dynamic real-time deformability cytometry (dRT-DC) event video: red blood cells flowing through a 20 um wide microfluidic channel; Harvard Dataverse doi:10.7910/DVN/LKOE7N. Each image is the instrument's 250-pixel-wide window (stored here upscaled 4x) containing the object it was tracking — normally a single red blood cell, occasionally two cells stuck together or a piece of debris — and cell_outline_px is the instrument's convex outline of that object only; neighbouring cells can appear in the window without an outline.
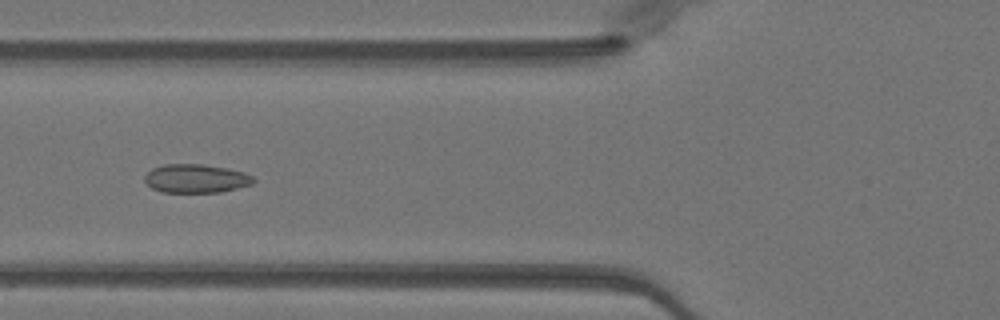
{"species": "Egyptian fruit bat (a non-hibernating species)", "species_latin": "Rousettus aegyptiacus", "temperature_condition": "warm", "stored_images_in_passage": 50, "camera_frame_rate_fps": 3000, "um_per_image_px": 0.085, "animal": {"sex": "female"}, "frame": {"image": 1, "passage_image": 19, "time_ms": 6.0, "image_size_px": [1000, 320], "cell_outline_px": [[256, 180], [252, 184], [220, 192], [160, 192], [152, 188], [144, 180], [144, 176], [152, 168], [164, 164], [204, 164], [244, 172], [252, 176]], "centroid_in_image_um": [16.64, 15.17], "position_along_channel_um": 109.2, "area_um2": 18.09}}
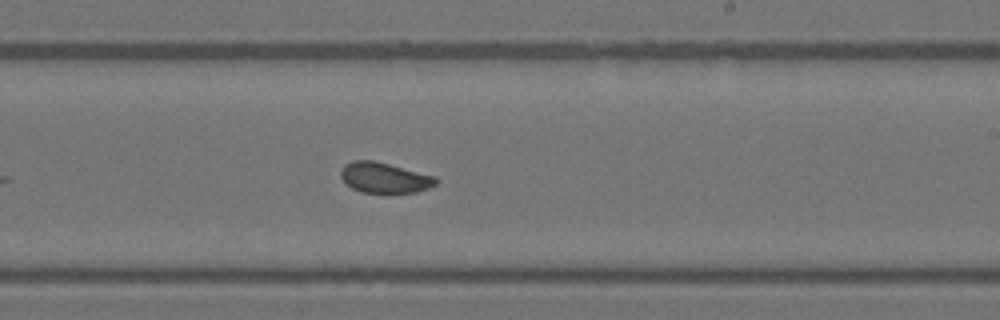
{"frame": {"image": 2, "passage_image": 30, "time_ms": 9.667, "image_size_px": [1000, 320], "cell_outline_px": [[436, 184], [428, 188], [416, 192], [360, 192], [352, 188], [340, 176], [340, 172], [344, 164], [352, 160], [376, 160], [436, 176]], "centroid_in_image_um": [32.67, 15.08], "position_along_channel_um": 256.3, "area_um2": 16.88}}
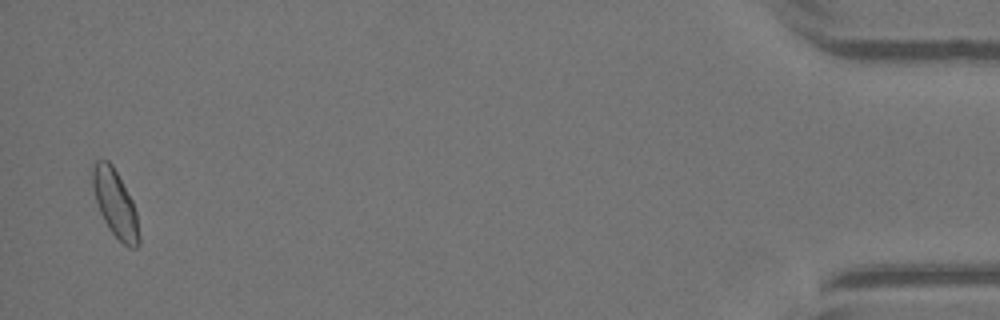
{"frame": {"image": 3, "passage_image": 49, "time_ms": 16.0, "image_size_px": [1000, 320], "cell_outline_px": [[140, 244], [136, 248], [128, 248], [108, 228], [100, 212], [96, 200], [92, 184], [92, 164], [96, 160], [108, 160], [112, 164], [132, 200], [136, 212], [140, 236]], "centroid_in_image_um": [9.8, 17.31], "position_along_channel_um": 425.4, "area_um2": 18.09}, "authors_computed_cell_mechanics": {"area_um2": 17.3978, "velocity_mm_per_s": 4.0219, "shape_relaxation_time_tau1_ms": 4.1416, "shape_relaxation_time_tau2_ms": 0.791, "deformation_change_tau1": 0.0729, "deformation_change_tau2": 0.0342}}